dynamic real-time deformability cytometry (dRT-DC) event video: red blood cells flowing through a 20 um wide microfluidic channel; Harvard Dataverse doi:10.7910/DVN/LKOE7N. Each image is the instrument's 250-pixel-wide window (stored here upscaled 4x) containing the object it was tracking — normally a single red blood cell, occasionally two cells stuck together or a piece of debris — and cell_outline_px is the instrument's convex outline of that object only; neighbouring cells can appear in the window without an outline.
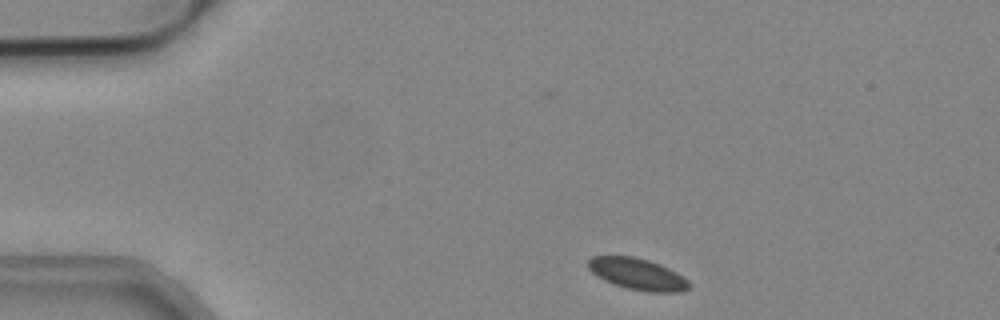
{"species": "common noctule bat (a hibernating species)", "species_latin": "Nyctalus noctula", "temperature_condition": "cold", "stored_images_in_passage": 43, "camera_frame_rate_fps": 3000, "um_per_image_px": 0.085, "animal": {"sex": "male", "body_mass_g": 19.2, "forearm_length_mm": 51.8}, "frame": {"image": 1, "passage_image": 2, "time_ms": 0.333, "image_size_px": [1000, 320], "cell_outline_px": [[692, 284], [684, 292], [648, 292], [628, 288], [612, 284], [596, 276], [588, 268], [588, 260], [592, 256], [632, 256], [648, 260], [660, 264], [676, 272], [688, 280]], "centroid_in_image_um": [54.19, 23.3], "position_along_channel_um": 30.8, "area_um2": 18.61}}
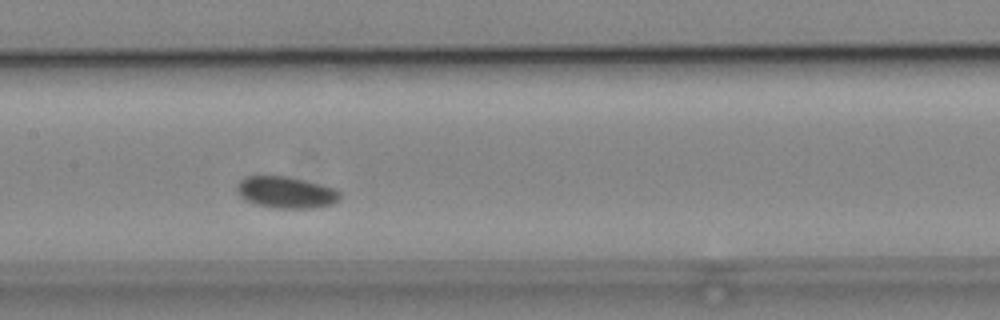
{"frame": {"image": 2, "passage_image": 19, "time_ms": 6.0, "image_size_px": [1000, 320], "cell_outline_px": [[340, 196], [332, 204], [312, 208], [272, 208], [256, 204], [244, 200], [236, 192], [236, 184], [244, 176], [288, 176], [320, 184], [332, 188], [340, 192]], "centroid_in_image_um": [24.24, 16.35], "position_along_channel_um": 183.2, "area_um2": 19.02}}
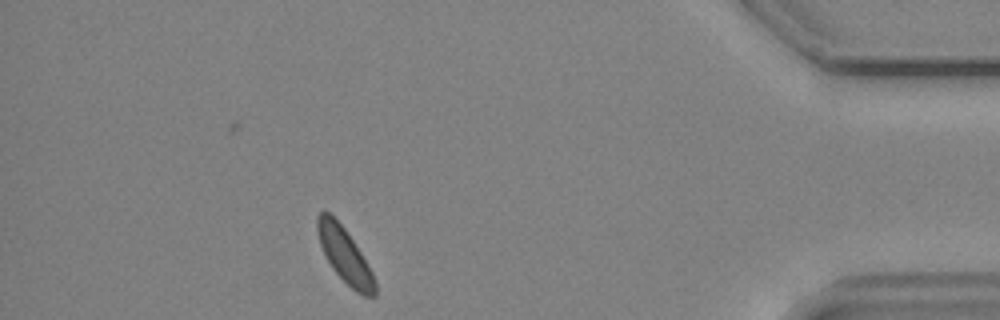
{"frame": {"image": 3, "passage_image": 41, "time_ms": 13.333, "image_size_px": [1000, 320], "cell_outline_px": [[376, 296], [364, 296], [356, 292], [332, 268], [320, 244], [316, 228], [316, 216], [320, 212], [328, 212], [344, 228], [368, 264], [376, 280]], "centroid_in_image_um": [29.31, 21.71], "position_along_channel_um": 405.9, "area_um2": 17.98}}